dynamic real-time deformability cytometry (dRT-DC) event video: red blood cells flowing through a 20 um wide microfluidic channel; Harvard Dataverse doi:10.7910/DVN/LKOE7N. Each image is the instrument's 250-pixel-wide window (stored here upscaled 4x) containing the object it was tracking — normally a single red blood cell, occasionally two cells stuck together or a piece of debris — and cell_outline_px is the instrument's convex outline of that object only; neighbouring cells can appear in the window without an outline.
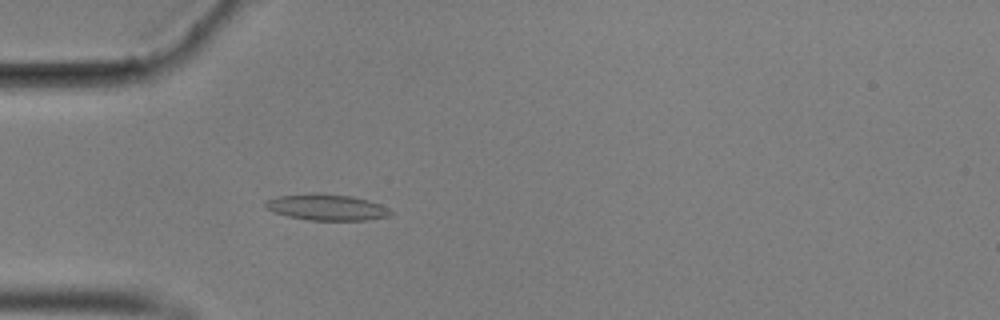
{"species": "common noctule bat (a hibernating species)", "species_latin": "Nyctalus noctula", "temperature_condition": "cold", "stored_images_in_passage": 56, "camera_frame_rate_fps": 3000, "um_per_image_px": 0.085, "animal": {"sex": "male", "body_mass_g": 17.9}, "frame": {"image": 1, "passage_image": 16, "time_ms": 5.0, "image_size_px": [1000, 320], "cell_outline_px": [[392, 212], [388, 216], [368, 220], [308, 220], [288, 216], [264, 208], [264, 204], [268, 200], [276, 196], [312, 192], [352, 196], [368, 200], [380, 204], [388, 208]], "centroid_in_image_um": [27.75, 17.6], "position_along_channel_um": 57.3, "area_um2": 19.13}}
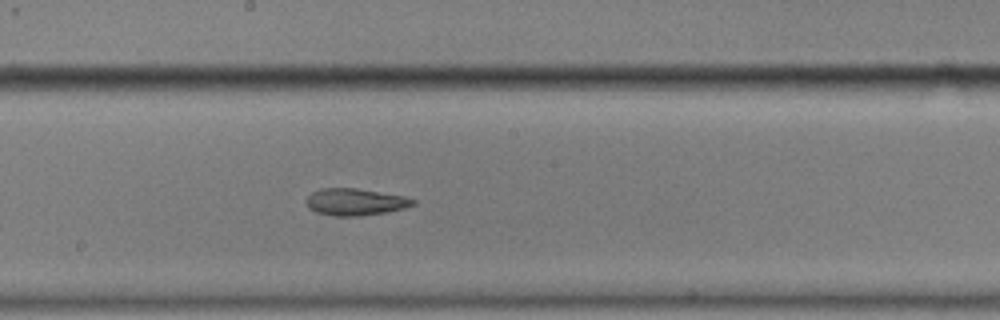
{"frame": {"image": 2, "passage_image": 30, "time_ms": 9.667, "image_size_px": [1000, 320], "cell_outline_px": [[416, 204], [404, 208], [384, 212], [360, 216], [332, 216], [316, 212], [308, 208], [304, 200], [312, 192], [320, 188], [356, 188], [404, 196], [416, 200]], "centroid_in_image_um": [30.15, 17.16], "position_along_channel_um": 218.0, "area_um2": 16.82}}
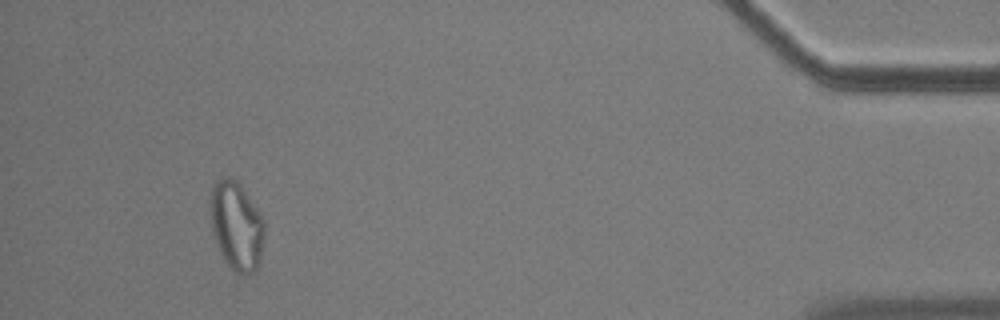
{"frame": {"image": 3, "passage_image": 52, "time_ms": 17.0, "image_size_px": [1000, 320], "cell_outline_px": [[264, 236], [260, 256], [256, 272], [244, 276], [236, 276], [224, 260], [216, 244], [212, 232], [208, 212], [208, 208], [212, 184], [216, 180], [224, 176], [232, 176], [240, 184], [260, 212], [264, 220]], "centroid_in_image_um": [20.06, 19.2], "position_along_channel_um": 415.1, "area_um2": 28.9}, "authors_computed_cell_mechanics": {"area_um2": 17.9469, "velocity_mm_per_s": 3.5476, "shape_relaxation_time_tau1_ms": null, "shape_relaxation_time_tau2_ms": 5.0426, "deformation_change_tau1": null, "deformation_change_tau2": 0.1228}}